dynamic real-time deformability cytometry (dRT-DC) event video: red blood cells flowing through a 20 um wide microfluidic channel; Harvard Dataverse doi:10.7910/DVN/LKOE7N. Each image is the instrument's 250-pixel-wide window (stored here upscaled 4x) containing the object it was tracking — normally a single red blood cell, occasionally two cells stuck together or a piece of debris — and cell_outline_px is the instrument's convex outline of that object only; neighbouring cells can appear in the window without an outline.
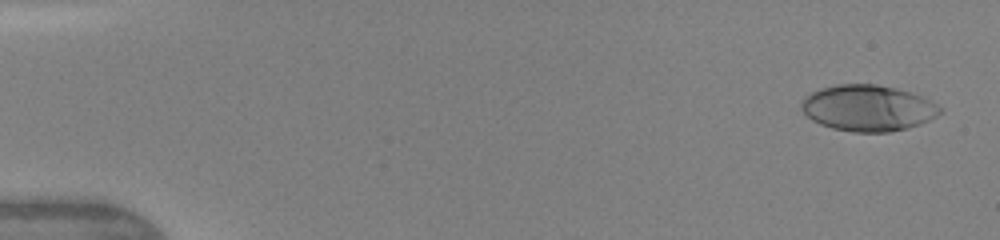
{"species": "human", "species_latin": "Homo sapiens", "temperature_condition": "warm", "stored_images_in_passage": 5, "camera_frame_rate_fps": 3000, "um_per_image_px": 0.085, "donor": {"sex": "female"}, "frame": {"image": 1, "passage_image": 1, "time_ms": 0.0, "image_size_px": [1000, 240], "cell_outline_px": [[944, 112], [920, 124], [908, 128], [888, 132], [852, 132], [832, 128], [820, 124], [812, 120], [800, 108], [800, 104], [812, 92], [820, 88], [836, 84], [876, 84], [896, 88], [924, 96], [936, 104]], "centroid_in_image_um": [73.79, 9.18], "position_along_channel_um": 11.2, "area_um2": 37.28}}
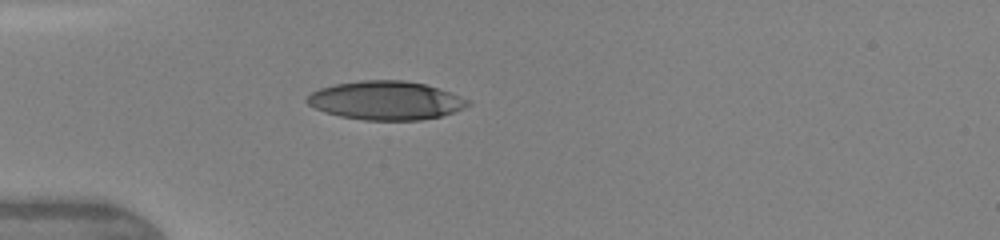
{"frame": {"image": 2, "passage_image": 5, "time_ms": 4.0, "image_size_px": [1000, 240], "cell_outline_px": [[472, 104], [464, 108], [440, 116], [420, 120], [364, 120], [340, 116], [324, 112], [308, 104], [304, 100], [312, 92], [320, 88], [336, 84], [360, 80], [404, 80], [424, 84], [472, 100]], "centroid_in_image_um": [32.79, 8.54], "position_along_channel_um": 52.2, "area_um2": 36.13}}